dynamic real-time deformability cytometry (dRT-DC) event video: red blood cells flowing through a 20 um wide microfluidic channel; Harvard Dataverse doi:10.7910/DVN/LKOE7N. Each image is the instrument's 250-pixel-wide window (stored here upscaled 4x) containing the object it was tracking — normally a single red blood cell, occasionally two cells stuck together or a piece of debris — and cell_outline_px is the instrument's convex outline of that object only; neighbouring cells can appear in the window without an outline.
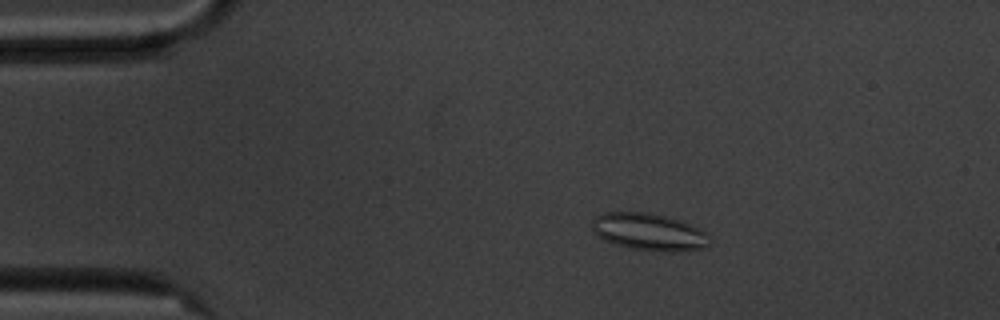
{"species": "common noctule bat (a hibernating species)", "species_latin": "Nyctalus noctula", "temperature_condition": "cold", "stored_images_in_passage": 57, "camera_frame_rate_fps": 3000, "um_per_image_px": 0.085, "animal": {"sex": "male", "body_mass_g": 20.1, "forearm_length_mm": 53.5}, "frame": {"image": 1, "passage_image": 11, "time_ms": 3.333, "image_size_px": [1000, 320], "cell_outline_px": [[712, 244], [704, 248], [664, 252], [632, 248], [616, 244], [604, 240], [596, 236], [592, 232], [592, 220], [596, 216], [604, 212], [648, 212], [680, 220], [692, 224], [704, 232], [712, 240]], "centroid_in_image_um": [55.15, 19.7], "position_along_channel_um": 29.8, "area_um2": 25.55}}
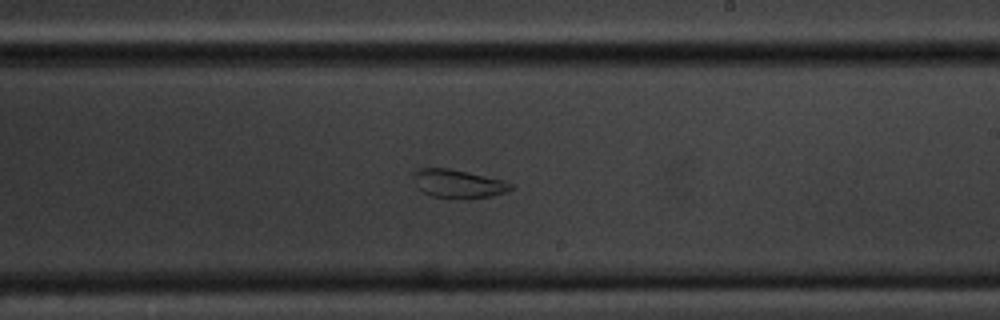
{"frame": {"image": 2, "passage_image": 34, "time_ms": 11.0, "image_size_px": [1000, 320], "cell_outline_px": [[512, 188], [504, 192], [492, 196], [432, 196], [424, 192], [416, 184], [412, 176], [412, 172], [420, 168], [448, 168], [468, 172], [504, 180], [512, 184]], "centroid_in_image_um": [38.91, 15.56], "position_along_channel_um": 250.1, "area_um2": 15.37}}
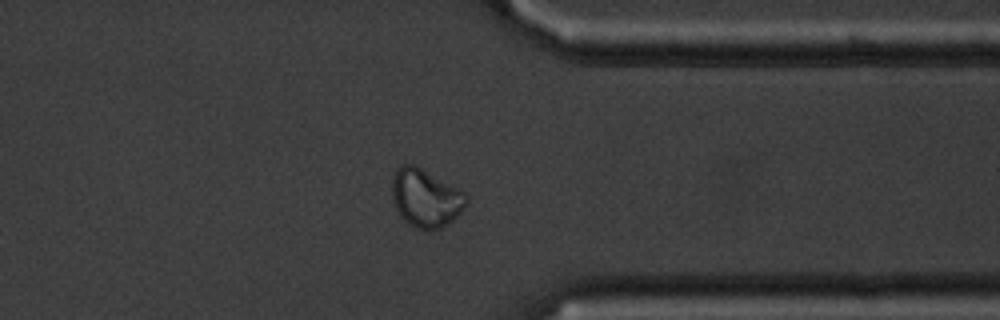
{"frame": {"image": 3, "passage_image": 45, "time_ms": 14.667, "image_size_px": [1000, 320], "cell_outline_px": [[468, 200], [464, 208], [452, 220], [440, 228], [428, 232], [416, 228], [408, 224], [400, 216], [396, 208], [392, 196], [392, 176], [396, 168], [400, 164], [416, 164], [464, 192], [468, 196]], "centroid_in_image_um": [36.15, 16.82], "position_along_channel_um": 375.2, "area_um2": 25.43}}